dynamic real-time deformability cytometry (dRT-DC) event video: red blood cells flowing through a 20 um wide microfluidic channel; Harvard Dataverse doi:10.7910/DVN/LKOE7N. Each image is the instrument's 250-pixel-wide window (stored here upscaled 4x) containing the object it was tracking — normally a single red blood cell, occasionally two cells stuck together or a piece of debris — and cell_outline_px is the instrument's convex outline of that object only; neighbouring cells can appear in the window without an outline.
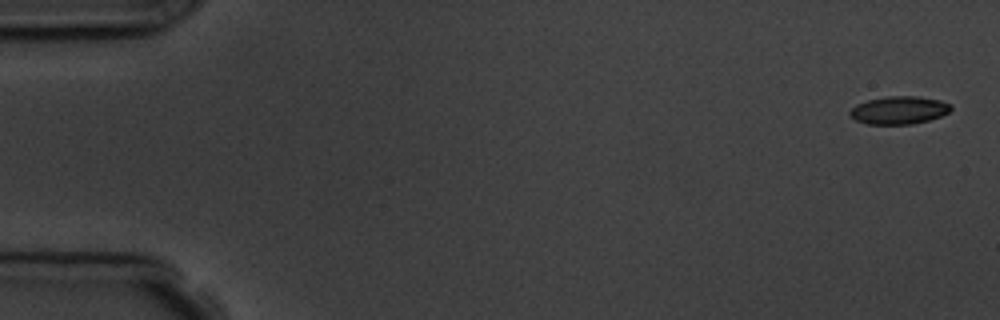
{"species": "common noctule bat (a hibernating species)", "species_latin": "Nyctalus noctula", "temperature_condition": "room temperature", "stored_images_in_passage": 6, "segment_of_instrument_passage": [1, 2], "camera_frame_rate_fps": 3000, "um_per_image_px": 0.085, "animal": {"sex": "male", "body_mass_g": 19.5, "forearm_length_mm": 54.6}, "frame": {"image": 1, "passage_image": 1, "time_ms": 0.0, "image_size_px": [1000, 320], "cell_outline_px": [[952, 108], [948, 112], [940, 116], [928, 120], [912, 124], [868, 124], [856, 120], [848, 116], [848, 112], [856, 104], [868, 100], [888, 96], [916, 96], [940, 100], [952, 104]], "centroid_in_image_um": [76.4, 9.36], "position_along_channel_um": 8.6, "area_um2": 16.42}}
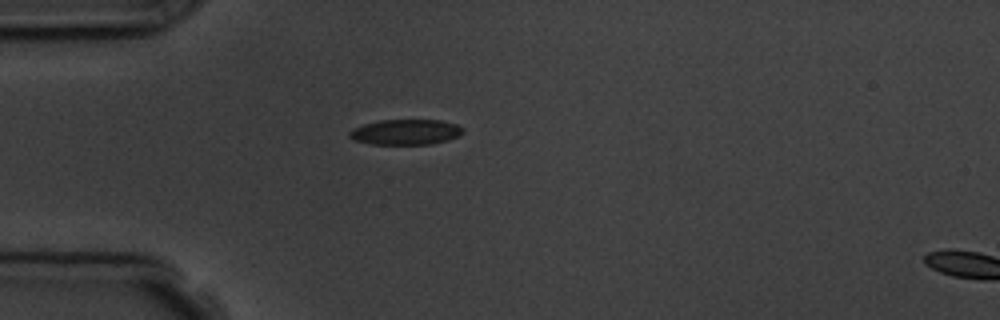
{"frame": {"image": 2, "passage_image": 5, "time_ms": 4.667, "image_size_px": [1000, 320], "cell_outline_px": [[464, 132], [460, 136], [448, 140], [432, 144], [372, 144], [352, 140], [348, 136], [348, 132], [364, 124], [380, 120], [440, 120], [456, 124], [464, 128]], "centroid_in_image_um": [34.51, 11.23], "position_along_channel_um": 50.5, "area_um2": 16.88}}